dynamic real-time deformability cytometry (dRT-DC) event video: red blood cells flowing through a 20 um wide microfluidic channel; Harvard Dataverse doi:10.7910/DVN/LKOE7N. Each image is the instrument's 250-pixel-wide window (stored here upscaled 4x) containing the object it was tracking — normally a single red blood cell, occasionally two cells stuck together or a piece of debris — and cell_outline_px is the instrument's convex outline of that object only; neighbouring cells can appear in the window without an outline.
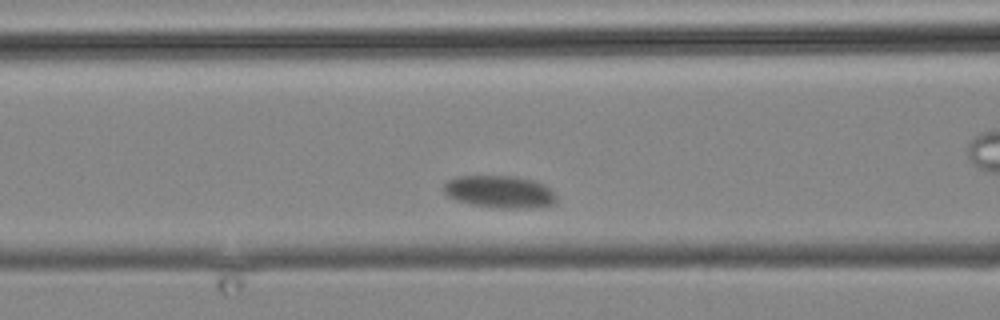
{"species": "common noctule bat (a hibernating species)", "species_latin": "Nyctalus noctula", "temperature_condition": "cold", "stored_images_in_passage": 4, "camera_frame_rate_fps": 3000, "um_per_image_px": 0.085, "animal": {"sex": "male", "body_mass_g": 19.2, "forearm_length_mm": 51.8}, "frame": {"image": 1, "passage_image": 3, "time_ms": 2.333, "image_size_px": [1000, 320], "cell_outline_px": [[556, 200], [552, 204], [540, 208], [500, 208], [472, 204], [456, 200], [448, 196], [444, 192], [444, 184], [448, 180], [456, 176], [516, 176], [532, 180], [544, 184], [556, 196]], "centroid_in_image_um": [42.47, 16.3], "position_along_channel_um": 124.1, "area_um2": 21.21}}